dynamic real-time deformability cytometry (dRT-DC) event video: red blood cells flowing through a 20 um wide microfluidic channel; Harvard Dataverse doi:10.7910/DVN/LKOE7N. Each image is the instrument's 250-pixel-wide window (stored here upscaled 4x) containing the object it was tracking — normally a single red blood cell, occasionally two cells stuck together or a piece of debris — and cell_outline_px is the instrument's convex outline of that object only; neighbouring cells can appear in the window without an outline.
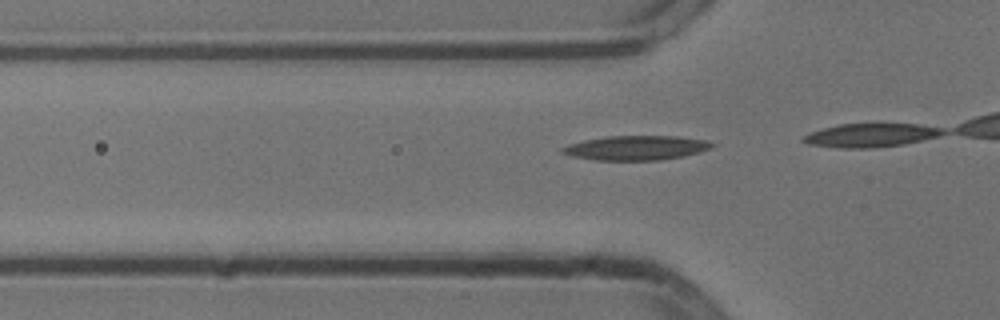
{"species": "common noctule bat (a hibernating species)", "species_latin": "Nyctalus noctula", "temperature_condition": "cold", "stored_images_in_passage": 5, "camera_frame_rate_fps": 3000, "um_per_image_px": 0.085, "animal": {"sex": "male", "body_mass_g": 13.3}, "frame": {"image": 1, "passage_image": 2, "time_ms": 0.333, "image_size_px": [1000, 320], "cell_outline_px": [[716, 144], [712, 148], [700, 152], [660, 160], [596, 160], [572, 156], [560, 152], [560, 148], [568, 144], [584, 140], [608, 136], [680, 136], [708, 140]], "centroid_in_image_um": [54.09, 12.56], "position_along_channel_um": 71.7, "area_um2": 21.39}}